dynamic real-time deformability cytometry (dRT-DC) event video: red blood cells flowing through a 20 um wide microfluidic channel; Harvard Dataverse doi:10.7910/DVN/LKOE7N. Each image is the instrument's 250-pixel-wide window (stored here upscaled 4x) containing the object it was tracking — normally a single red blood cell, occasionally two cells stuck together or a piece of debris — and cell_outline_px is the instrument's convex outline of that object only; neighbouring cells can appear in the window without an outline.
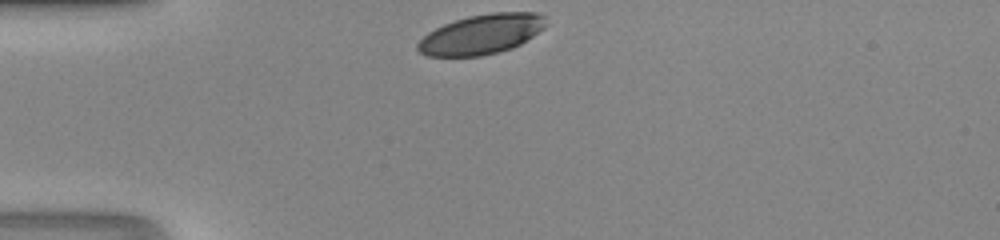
{"species": "human", "species_latin": "Homo sapiens", "temperature_condition": "room temperature", "stored_images_in_passage": 26, "camera_frame_rate_fps": 3000, "um_per_image_px": 0.085, "donor": {"sex": "male"}, "frame": {"image": 1, "passage_image": 1, "time_ms": 0.0, "image_size_px": [1000, 240], "cell_outline_px": [[548, 24], [544, 28], [520, 44], [512, 48], [480, 56], [428, 56], [420, 52], [416, 48], [416, 44], [428, 32], [444, 24], [468, 16], [492, 12], [536, 12], [544, 16]], "centroid_in_image_um": [40.93, 2.9], "position_along_channel_um": 44.1, "area_um2": 29.65}}
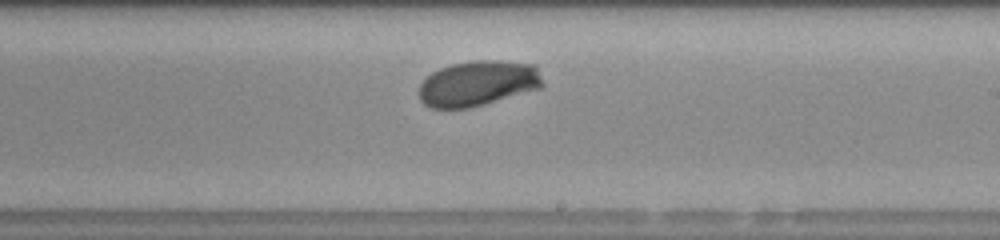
{"frame": {"image": 2, "passage_image": 17, "time_ms": 5.333, "image_size_px": [1000, 240], "cell_outline_px": [[544, 84], [540, 88], [484, 104], [468, 108], [432, 108], [424, 104], [420, 100], [420, 84], [432, 72], [440, 68], [452, 64], [472, 60], [500, 60], [536, 64]], "centroid_in_image_um": [40.65, 7.07], "position_along_channel_um": 248.4, "area_um2": 32.71}}
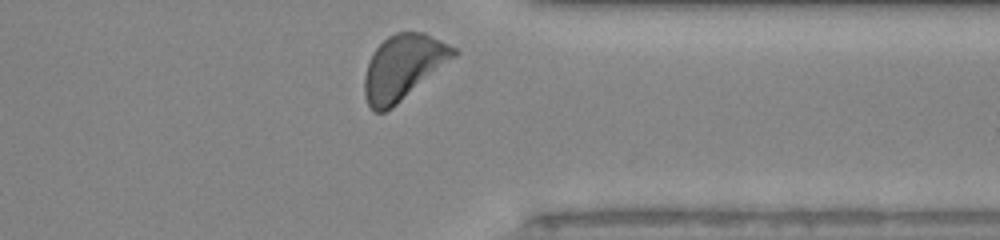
{"frame": {"image": 3, "passage_image": 26, "time_ms": 8.333, "image_size_px": [1000, 240], "cell_outline_px": [[460, 52], [456, 56], [392, 108], [384, 112], [372, 112], [364, 96], [364, 76], [368, 64], [376, 48], [388, 36], [396, 32], [424, 32], [456, 48]], "centroid_in_image_um": [34.27, 5.72], "position_along_channel_um": 377.1, "area_um2": 33.52}}